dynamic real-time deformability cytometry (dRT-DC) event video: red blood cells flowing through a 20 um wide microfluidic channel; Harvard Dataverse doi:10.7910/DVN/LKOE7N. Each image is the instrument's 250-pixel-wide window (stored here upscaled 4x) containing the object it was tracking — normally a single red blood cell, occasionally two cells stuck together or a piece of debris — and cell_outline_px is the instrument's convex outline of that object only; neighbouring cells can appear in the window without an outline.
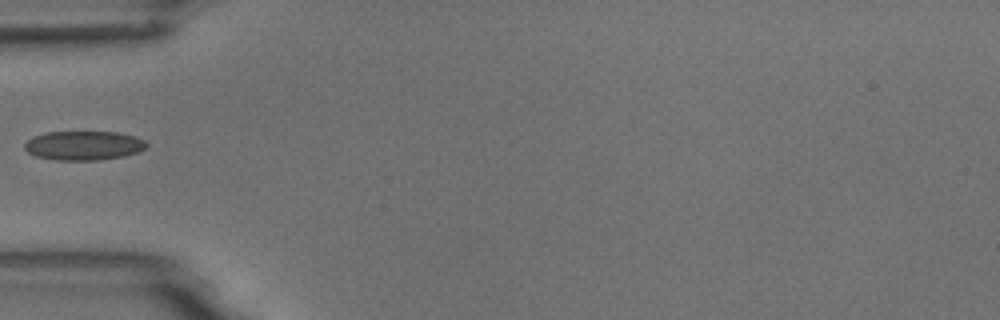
{"species": "common noctule bat (a hibernating species)", "species_latin": "Nyctalus noctula", "temperature_condition": "room temperature", "stored_images_in_passage": 5, "camera_frame_rate_fps": 3000, "um_per_image_px": 0.085, "animal": {"sex": "male", "body_mass_g": 18.8}, "frame": {"image": 1, "passage_image": 4, "time_ms": 3.667, "image_size_px": [1000, 320], "cell_outline_px": [[148, 144], [144, 148], [136, 152], [124, 156], [100, 160], [56, 160], [36, 156], [28, 152], [24, 148], [24, 144], [32, 136], [44, 132], [116, 132], [136, 136], [144, 140]], "centroid_in_image_um": [7.09, 12.36], "position_along_channel_um": 77.9, "area_um2": 20.75}}